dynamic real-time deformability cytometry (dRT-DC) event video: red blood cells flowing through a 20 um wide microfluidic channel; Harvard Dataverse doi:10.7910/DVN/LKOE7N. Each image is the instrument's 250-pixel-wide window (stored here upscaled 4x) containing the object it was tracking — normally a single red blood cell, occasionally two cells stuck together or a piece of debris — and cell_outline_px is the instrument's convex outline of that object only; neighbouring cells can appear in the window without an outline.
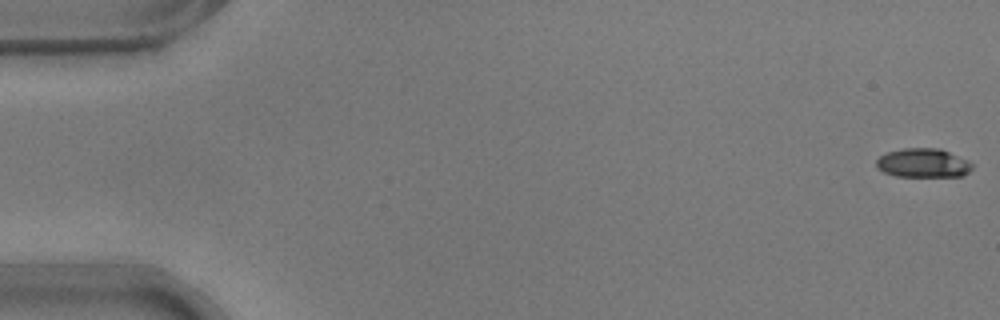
{"species": "common noctule bat (a hibernating species)", "species_latin": "Nyctalus noctula", "temperature_condition": "warm", "stored_images_in_passage": 26, "camera_frame_rate_fps": 3000, "um_per_image_px": 0.085, "animal": {"sex": "male", "body_mass_g": 17.9}, "frame": {"image": 1, "passage_image": 1, "time_ms": 0.0, "image_size_px": [1000, 320], "cell_outline_px": [[972, 168], [968, 172], [960, 176], [896, 176], [884, 172], [876, 168], [876, 160], [880, 156], [888, 152], [904, 148], [940, 148], [968, 160], [972, 164]], "centroid_in_image_um": [78.45, 13.85], "position_along_channel_um": 6.6, "area_um2": 16.13}}
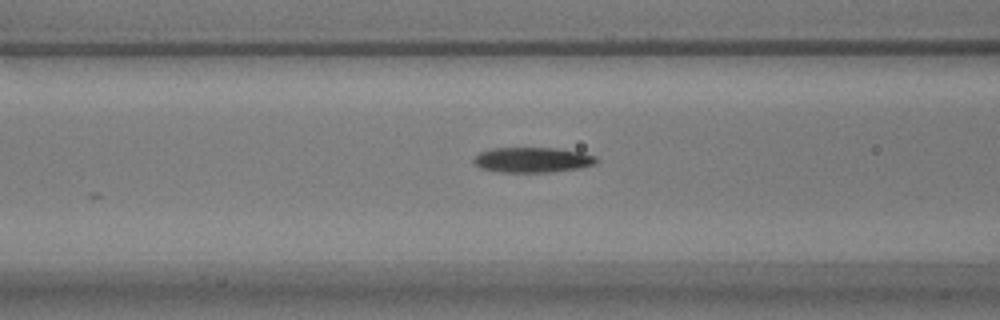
{"frame": {"image": 2, "passage_image": 22, "time_ms": 7.0, "image_size_px": [1000, 320], "cell_outline_px": [[600, 160], [592, 164], [580, 168], [552, 172], [500, 172], [480, 168], [472, 160], [480, 152], [492, 148], [556, 148], [580, 152], [596, 156]], "centroid_in_image_um": [45.26, 13.59], "position_along_channel_um": 121.3, "area_um2": 17.98}}
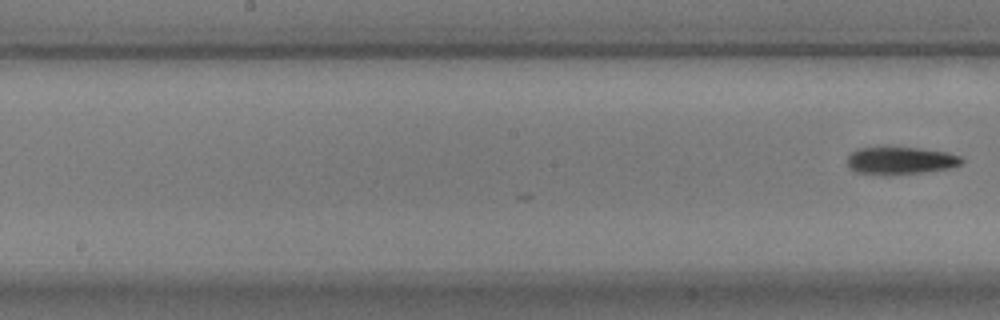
{"frame": {"image": 3, "passage_image": 26, "time_ms": 8.333, "image_size_px": [1000, 320], "cell_outline_px": [[964, 160], [960, 164], [948, 168], [924, 172], [856, 172], [848, 168], [848, 156], [856, 148], [916, 148], [948, 152], [960, 156]], "centroid_in_image_um": [76.57, 13.61], "position_along_channel_um": 171.6, "area_um2": 17.34}}